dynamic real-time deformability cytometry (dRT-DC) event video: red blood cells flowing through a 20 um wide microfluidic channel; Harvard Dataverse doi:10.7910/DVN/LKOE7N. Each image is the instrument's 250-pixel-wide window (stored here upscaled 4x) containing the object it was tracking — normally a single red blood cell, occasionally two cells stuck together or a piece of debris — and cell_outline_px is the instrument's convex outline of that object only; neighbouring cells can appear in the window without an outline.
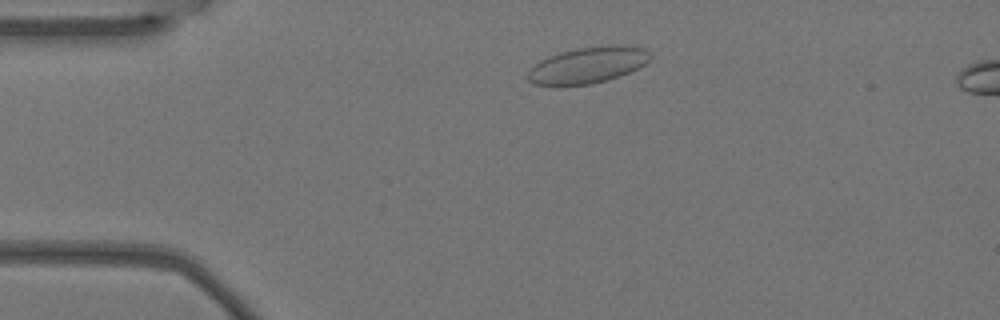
{"species": "Egyptian fruit bat (a non-hibernating species)", "species_latin": "Rousettus aegyptiacus", "temperature_condition": "warm", "stored_images_in_passage": 6, "camera_frame_rate_fps": 3000, "um_per_image_px": 0.085, "animal": {"sex": "female"}, "frame": {"image": 1, "passage_image": 2, "time_ms": 0.333, "image_size_px": [1000, 320], "cell_outline_px": [[652, 56], [644, 64], [620, 76], [592, 84], [532, 84], [524, 76], [540, 60], [548, 56], [560, 52], [576, 48], [608, 44], [628, 44], [644, 48]], "centroid_in_image_um": [49.98, 5.5], "position_along_channel_um": 35.0, "area_um2": 25.84}}
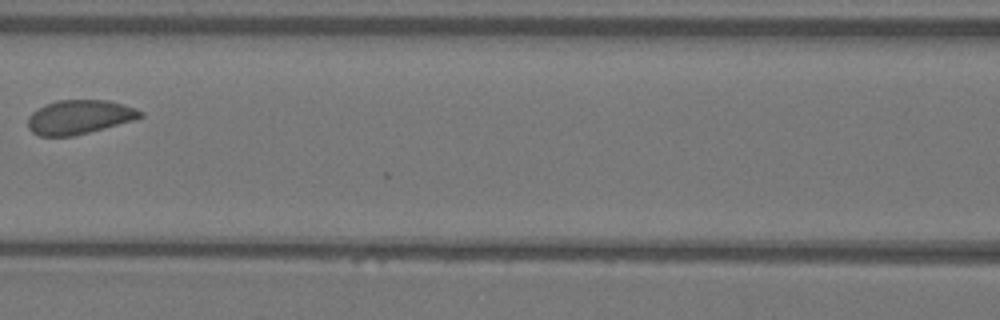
{"frame": {"image": 2, "passage_image": 5, "time_ms": 1.333, "image_size_px": [1000, 320], "cell_outline_px": [[144, 116], [136, 120], [72, 136], [40, 136], [32, 132], [28, 128], [28, 116], [36, 108], [56, 100], [108, 100], [124, 104], [136, 108], [144, 112]], "centroid_in_image_um": [6.76, 9.94], "position_along_channel_um": 159.8, "area_um2": 22.54}}
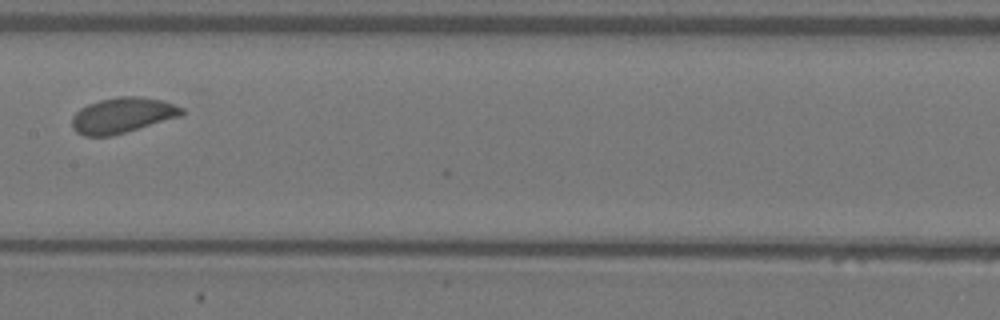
{"frame": {"image": 3, "passage_image": 6, "time_ms": 1.667, "image_size_px": [1000, 320], "cell_outline_px": [[184, 112], [180, 116], [124, 132], [108, 136], [84, 136], [76, 132], [72, 128], [72, 116], [80, 108], [88, 104], [100, 100], [116, 96], [140, 96], [164, 100], [184, 108]], "centroid_in_image_um": [10.39, 9.78], "position_along_channel_um": 197.0, "area_um2": 22.6}}